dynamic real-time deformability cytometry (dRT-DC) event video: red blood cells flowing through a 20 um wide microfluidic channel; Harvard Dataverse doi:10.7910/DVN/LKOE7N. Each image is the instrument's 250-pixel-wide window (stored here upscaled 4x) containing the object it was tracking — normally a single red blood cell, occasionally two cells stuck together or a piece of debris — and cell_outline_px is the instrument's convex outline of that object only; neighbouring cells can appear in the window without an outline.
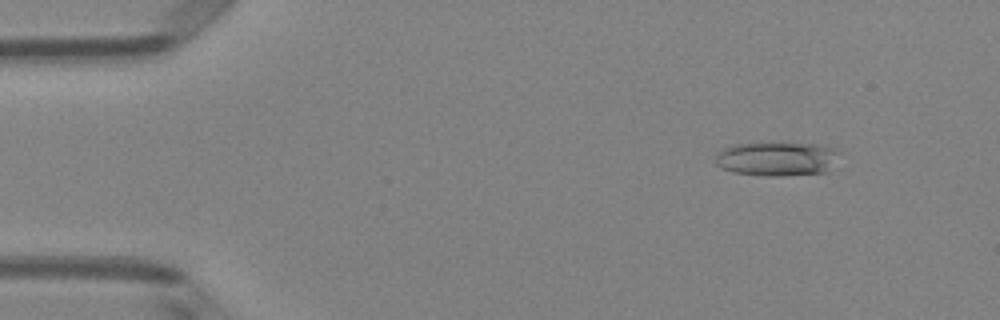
{"species": "Egyptian fruit bat (a non-hibernating species)", "species_latin": "Rousettus aegyptiacus", "temperature_condition": "room temperature", "stored_images_in_passage": 7, "camera_frame_rate_fps": 3000, "um_per_image_px": 0.085, "animal": {"sex": "female"}, "frame": {"image": 1, "passage_image": 2, "time_ms": 0.333, "image_size_px": [1000, 320], "cell_outline_px": [[840, 152], [828, 172], [784, 176], [764, 176], [732, 172], [720, 168], [716, 164], [716, 156], [724, 148], [736, 144], [772, 140], [784, 140], [820, 144], [836, 148]], "centroid_in_image_um": [66.07, 13.45], "position_along_channel_um": 18.9, "area_um2": 25.89}}
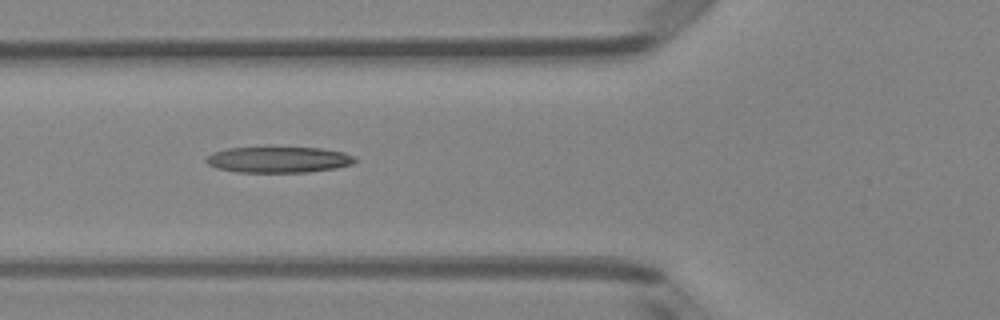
{"frame": {"image": 2, "passage_image": 5, "time_ms": 1.333, "image_size_px": [1000, 320], "cell_outline_px": [[356, 160], [352, 164], [336, 168], [308, 172], [236, 172], [216, 168], [208, 164], [204, 160], [212, 152], [228, 148], [320, 148], [344, 152], [356, 156]], "centroid_in_image_um": [23.68, 13.58], "position_along_channel_um": 102.1, "area_um2": 22.48}}
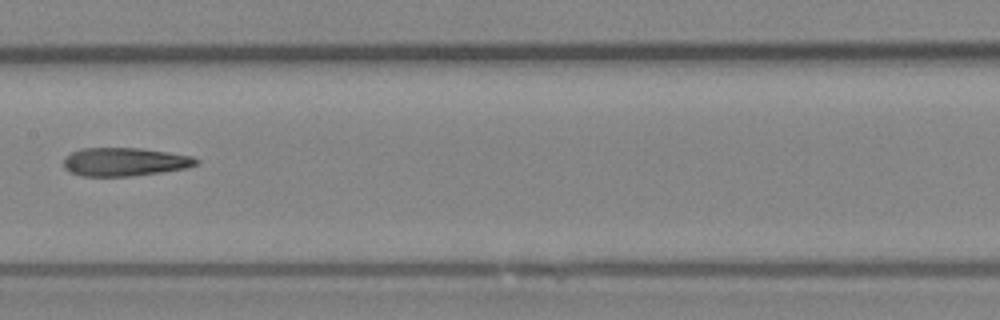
{"frame": {"image": 3, "passage_image": 7, "time_ms": 2.0, "image_size_px": [1000, 320], "cell_outline_px": [[200, 160], [196, 164], [188, 168], [132, 176], [80, 176], [68, 172], [64, 168], [64, 156], [80, 148], [140, 148], [168, 152], [192, 156]], "centroid_in_image_um": [10.56, 13.76], "position_along_channel_um": 196.8, "area_um2": 22.08}}